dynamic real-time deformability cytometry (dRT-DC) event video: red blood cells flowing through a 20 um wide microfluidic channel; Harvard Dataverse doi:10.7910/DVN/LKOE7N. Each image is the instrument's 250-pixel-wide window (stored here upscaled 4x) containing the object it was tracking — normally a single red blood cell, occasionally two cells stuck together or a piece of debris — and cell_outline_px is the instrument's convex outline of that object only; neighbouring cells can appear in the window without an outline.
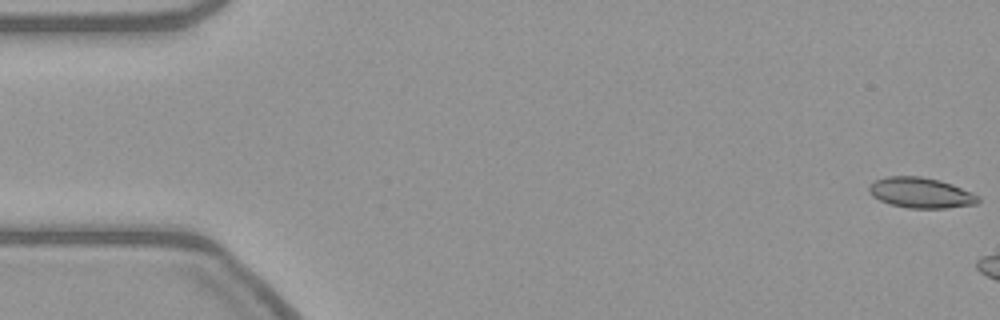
{"species": "common noctule bat (a hibernating species)", "species_latin": "Nyctalus noctula", "temperature_condition": "warm", "stored_images_in_passage": 6, "camera_frame_rate_fps": 3000, "um_per_image_px": 0.085, "animal": {"sex": "female", "body_mass_g": 21.9}, "frame": {"image": 1, "passage_image": 1, "time_ms": 0.0, "image_size_px": [1000, 320], "cell_outline_px": [[980, 200], [976, 204], [944, 208], [908, 208], [892, 204], [880, 200], [872, 196], [868, 192], [868, 188], [876, 180], [888, 176], [920, 176], [940, 180], [952, 184], [972, 192], [980, 196]], "centroid_in_image_um": [78.29, 16.38], "position_along_channel_um": 6.7, "area_um2": 19.31}}